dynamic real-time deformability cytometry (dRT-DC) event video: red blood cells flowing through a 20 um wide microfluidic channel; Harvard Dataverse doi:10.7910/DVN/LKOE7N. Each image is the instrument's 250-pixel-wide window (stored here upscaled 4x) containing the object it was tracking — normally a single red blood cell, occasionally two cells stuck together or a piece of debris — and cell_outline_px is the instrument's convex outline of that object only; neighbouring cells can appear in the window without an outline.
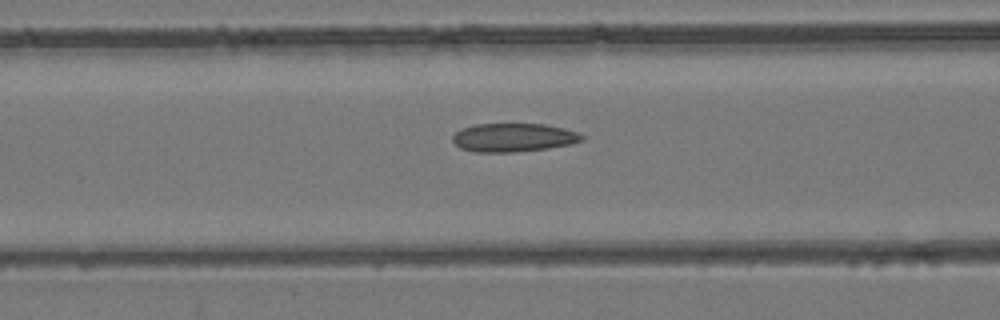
{"species": "common noctule bat (a hibernating species)", "species_latin": "Nyctalus noctula", "temperature_condition": "room temperature", "stored_images_in_passage": 53, "camera_frame_rate_fps": 3000, "um_per_image_px": 0.085, "animal": {"sex": "female", "body_mass_g": 24.6, "forearm_length_mm": 56.2}, "frame": {"image": 1, "passage_image": 22, "time_ms": 7.0, "image_size_px": [1000, 320], "cell_outline_px": [[584, 140], [568, 144], [548, 148], [512, 152], [476, 152], [460, 148], [452, 140], [452, 136], [460, 128], [476, 124], [544, 124], [564, 128], [580, 132], [584, 136]], "centroid_in_image_um": [43.64, 11.68], "position_along_channel_um": 123.0, "area_um2": 21.5}}
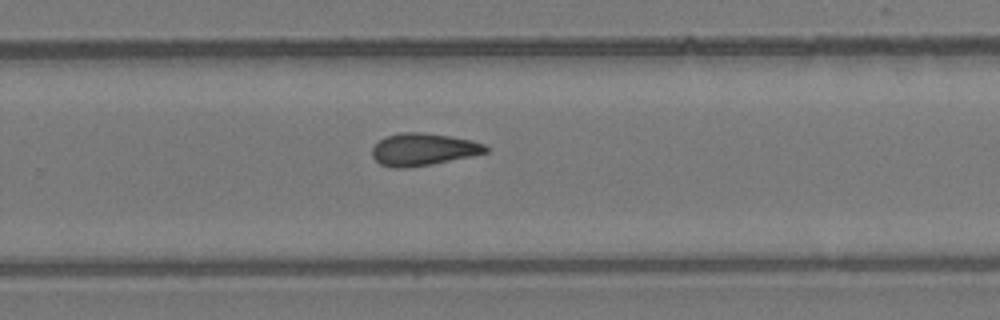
{"frame": {"image": 2, "passage_image": 35, "time_ms": 11.333, "image_size_px": [1000, 320], "cell_outline_px": [[488, 152], [472, 156], [432, 164], [404, 168], [392, 168], [380, 164], [372, 156], [372, 148], [384, 136], [400, 132], [424, 132], [452, 136], [472, 140], [484, 144], [488, 148]], "centroid_in_image_um": [35.97, 12.69], "position_along_channel_um": 293.8, "area_um2": 21.56}}
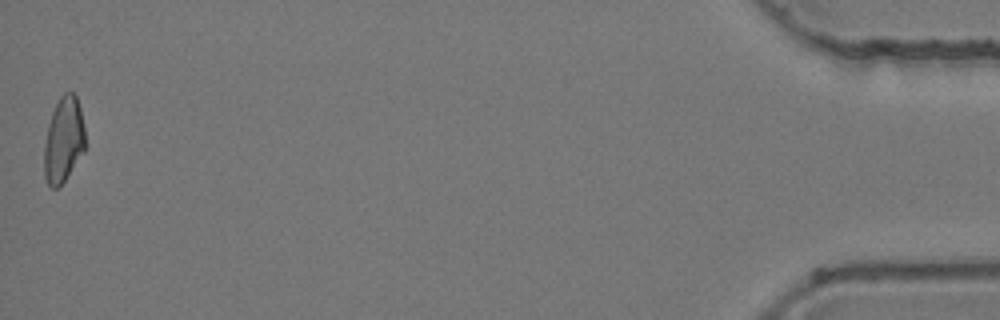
{"frame": {"image": 3, "passage_image": 53, "time_ms": 17.333, "image_size_px": [1000, 320], "cell_outline_px": [[84, 152], [64, 180], [56, 188], [52, 188], [48, 184], [44, 176], [44, 144], [48, 124], [52, 112], [60, 96], [64, 92], [72, 92], [76, 96], [80, 108], [84, 124]], "centroid_in_image_um": [5.39, 11.87], "position_along_channel_um": 429.8, "area_um2": 20.29}, "authors_computed_cell_mechanics": {"area_um2": 21.4438, "velocity_mm_per_s": 3.9453, "shape_relaxation_time_tau1_ms": null, "shape_relaxation_time_tau2_ms": 5.0716, "deformation_change_tau1": null, "deformation_change_tau2": 0.1295}}